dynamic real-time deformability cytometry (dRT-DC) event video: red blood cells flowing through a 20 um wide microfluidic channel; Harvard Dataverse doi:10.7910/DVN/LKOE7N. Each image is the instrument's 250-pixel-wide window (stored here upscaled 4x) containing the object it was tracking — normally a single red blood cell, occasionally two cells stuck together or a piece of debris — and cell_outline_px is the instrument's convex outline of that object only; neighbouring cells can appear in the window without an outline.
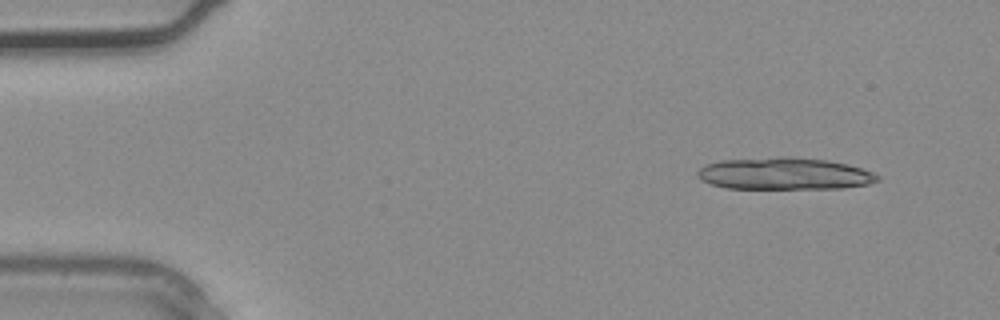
{"species": "common noctule bat (a hibernating species)", "species_latin": "Nyctalus noctula", "temperature_condition": "warm", "stored_images_in_passage": 3, "camera_frame_rate_fps": 3000, "um_per_image_px": 0.085, "animal": {"sex": "male", "body_mass_g": 20.4}, "frame": {"image": 1, "passage_image": 1, "time_ms": 0.0, "image_size_px": [1000, 320], "cell_outline_px": [[880, 180], [868, 184], [844, 188], [724, 188], [712, 184], [696, 176], [696, 172], [700, 168], [708, 164], [720, 160], [776, 156], [788, 156], [828, 160], [848, 164], [872, 172], [880, 176]], "centroid_in_image_um": [66.68, 14.75], "position_along_channel_um": 18.3, "area_um2": 33.7}}